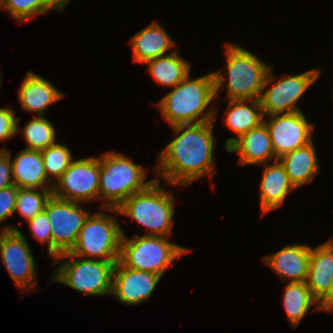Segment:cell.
<instances>
[{
    "mask_svg": "<svg viewBox=\"0 0 333 333\" xmlns=\"http://www.w3.org/2000/svg\"><path fill=\"white\" fill-rule=\"evenodd\" d=\"M18 187L12 185L0 190V223L14 214Z\"/></svg>",
    "mask_w": 333,
    "mask_h": 333,
    "instance_id": "32",
    "label": "cell"
},
{
    "mask_svg": "<svg viewBox=\"0 0 333 333\" xmlns=\"http://www.w3.org/2000/svg\"><path fill=\"white\" fill-rule=\"evenodd\" d=\"M51 195L52 189L18 188L14 213L18 212L27 221L33 219L44 210Z\"/></svg>",
    "mask_w": 333,
    "mask_h": 333,
    "instance_id": "28",
    "label": "cell"
},
{
    "mask_svg": "<svg viewBox=\"0 0 333 333\" xmlns=\"http://www.w3.org/2000/svg\"><path fill=\"white\" fill-rule=\"evenodd\" d=\"M79 204L53 195L46 202L44 210L52 228V259L69 252L77 241L90 214Z\"/></svg>",
    "mask_w": 333,
    "mask_h": 333,
    "instance_id": "10",
    "label": "cell"
},
{
    "mask_svg": "<svg viewBox=\"0 0 333 333\" xmlns=\"http://www.w3.org/2000/svg\"><path fill=\"white\" fill-rule=\"evenodd\" d=\"M173 193L166 191L155 178L146 189L132 194L118 208H105L108 212L126 215L144 228L149 236L172 235L175 208Z\"/></svg>",
    "mask_w": 333,
    "mask_h": 333,
    "instance_id": "4",
    "label": "cell"
},
{
    "mask_svg": "<svg viewBox=\"0 0 333 333\" xmlns=\"http://www.w3.org/2000/svg\"><path fill=\"white\" fill-rule=\"evenodd\" d=\"M29 223L32 236L41 243L48 245V255L52 257V228L47 218L45 210L37 214L33 219L27 221Z\"/></svg>",
    "mask_w": 333,
    "mask_h": 333,
    "instance_id": "30",
    "label": "cell"
},
{
    "mask_svg": "<svg viewBox=\"0 0 333 333\" xmlns=\"http://www.w3.org/2000/svg\"><path fill=\"white\" fill-rule=\"evenodd\" d=\"M27 239L20 229L6 226L0 229V253L2 261L12 281L26 293L35 289L37 284L36 262Z\"/></svg>",
    "mask_w": 333,
    "mask_h": 333,
    "instance_id": "11",
    "label": "cell"
},
{
    "mask_svg": "<svg viewBox=\"0 0 333 333\" xmlns=\"http://www.w3.org/2000/svg\"><path fill=\"white\" fill-rule=\"evenodd\" d=\"M133 61L142 64L170 53L174 46L171 36L158 22H152L146 28L137 32L131 39Z\"/></svg>",
    "mask_w": 333,
    "mask_h": 333,
    "instance_id": "20",
    "label": "cell"
},
{
    "mask_svg": "<svg viewBox=\"0 0 333 333\" xmlns=\"http://www.w3.org/2000/svg\"><path fill=\"white\" fill-rule=\"evenodd\" d=\"M100 158L91 156L73 160L53 184L52 195L83 203L98 199Z\"/></svg>",
    "mask_w": 333,
    "mask_h": 333,
    "instance_id": "12",
    "label": "cell"
},
{
    "mask_svg": "<svg viewBox=\"0 0 333 333\" xmlns=\"http://www.w3.org/2000/svg\"><path fill=\"white\" fill-rule=\"evenodd\" d=\"M311 246L307 244L287 245L278 252L264 258L275 274L289 282H306L310 264Z\"/></svg>",
    "mask_w": 333,
    "mask_h": 333,
    "instance_id": "16",
    "label": "cell"
},
{
    "mask_svg": "<svg viewBox=\"0 0 333 333\" xmlns=\"http://www.w3.org/2000/svg\"><path fill=\"white\" fill-rule=\"evenodd\" d=\"M214 120L172 126L175 139L159 153L155 173L167 184L187 187L202 176L214 175Z\"/></svg>",
    "mask_w": 333,
    "mask_h": 333,
    "instance_id": "1",
    "label": "cell"
},
{
    "mask_svg": "<svg viewBox=\"0 0 333 333\" xmlns=\"http://www.w3.org/2000/svg\"><path fill=\"white\" fill-rule=\"evenodd\" d=\"M18 94L22 109L37 116H45L47 107L65 96L50 81L31 71L22 81Z\"/></svg>",
    "mask_w": 333,
    "mask_h": 333,
    "instance_id": "17",
    "label": "cell"
},
{
    "mask_svg": "<svg viewBox=\"0 0 333 333\" xmlns=\"http://www.w3.org/2000/svg\"><path fill=\"white\" fill-rule=\"evenodd\" d=\"M14 185L18 188L52 189L53 182L47 177L41 151L24 148L12 161ZM52 183V184H49Z\"/></svg>",
    "mask_w": 333,
    "mask_h": 333,
    "instance_id": "19",
    "label": "cell"
},
{
    "mask_svg": "<svg viewBox=\"0 0 333 333\" xmlns=\"http://www.w3.org/2000/svg\"><path fill=\"white\" fill-rule=\"evenodd\" d=\"M148 65L149 73L162 86L175 87L191 72L190 62L179 56L178 52L160 56L144 63Z\"/></svg>",
    "mask_w": 333,
    "mask_h": 333,
    "instance_id": "24",
    "label": "cell"
},
{
    "mask_svg": "<svg viewBox=\"0 0 333 333\" xmlns=\"http://www.w3.org/2000/svg\"><path fill=\"white\" fill-rule=\"evenodd\" d=\"M53 261L55 265L61 262L50 278L52 281L64 283L88 295L112 293L113 271L117 261L80 259L69 252L62 253Z\"/></svg>",
    "mask_w": 333,
    "mask_h": 333,
    "instance_id": "7",
    "label": "cell"
},
{
    "mask_svg": "<svg viewBox=\"0 0 333 333\" xmlns=\"http://www.w3.org/2000/svg\"><path fill=\"white\" fill-rule=\"evenodd\" d=\"M215 98L213 72L193 80L189 74L157 102V107L171 127L205 123L215 120V106L204 112Z\"/></svg>",
    "mask_w": 333,
    "mask_h": 333,
    "instance_id": "2",
    "label": "cell"
},
{
    "mask_svg": "<svg viewBox=\"0 0 333 333\" xmlns=\"http://www.w3.org/2000/svg\"><path fill=\"white\" fill-rule=\"evenodd\" d=\"M318 301L312 296L306 282H289L284 290L283 305L289 322L296 327Z\"/></svg>",
    "mask_w": 333,
    "mask_h": 333,
    "instance_id": "25",
    "label": "cell"
},
{
    "mask_svg": "<svg viewBox=\"0 0 333 333\" xmlns=\"http://www.w3.org/2000/svg\"><path fill=\"white\" fill-rule=\"evenodd\" d=\"M318 309L333 312V279L327 293L318 301Z\"/></svg>",
    "mask_w": 333,
    "mask_h": 333,
    "instance_id": "34",
    "label": "cell"
},
{
    "mask_svg": "<svg viewBox=\"0 0 333 333\" xmlns=\"http://www.w3.org/2000/svg\"><path fill=\"white\" fill-rule=\"evenodd\" d=\"M146 170L122 153L107 152L100 158L98 198L103 208H118L132 194L146 189L155 179L146 181Z\"/></svg>",
    "mask_w": 333,
    "mask_h": 333,
    "instance_id": "5",
    "label": "cell"
},
{
    "mask_svg": "<svg viewBox=\"0 0 333 333\" xmlns=\"http://www.w3.org/2000/svg\"><path fill=\"white\" fill-rule=\"evenodd\" d=\"M63 9L66 7L69 1L71 0H55Z\"/></svg>",
    "mask_w": 333,
    "mask_h": 333,
    "instance_id": "35",
    "label": "cell"
},
{
    "mask_svg": "<svg viewBox=\"0 0 333 333\" xmlns=\"http://www.w3.org/2000/svg\"><path fill=\"white\" fill-rule=\"evenodd\" d=\"M302 111L273 114L263 120L266 124L277 159L312 141L314 125L306 120Z\"/></svg>",
    "mask_w": 333,
    "mask_h": 333,
    "instance_id": "13",
    "label": "cell"
},
{
    "mask_svg": "<svg viewBox=\"0 0 333 333\" xmlns=\"http://www.w3.org/2000/svg\"><path fill=\"white\" fill-rule=\"evenodd\" d=\"M225 125L237 138L258 127L264 120L260 100H228ZM248 103V104H247Z\"/></svg>",
    "mask_w": 333,
    "mask_h": 333,
    "instance_id": "23",
    "label": "cell"
},
{
    "mask_svg": "<svg viewBox=\"0 0 333 333\" xmlns=\"http://www.w3.org/2000/svg\"><path fill=\"white\" fill-rule=\"evenodd\" d=\"M333 279V238L311 247L306 284L312 296L319 301L328 291Z\"/></svg>",
    "mask_w": 333,
    "mask_h": 333,
    "instance_id": "21",
    "label": "cell"
},
{
    "mask_svg": "<svg viewBox=\"0 0 333 333\" xmlns=\"http://www.w3.org/2000/svg\"><path fill=\"white\" fill-rule=\"evenodd\" d=\"M167 239L164 236L138 234L127 238L123 232L118 261L127 268L162 276L176 258L191 251Z\"/></svg>",
    "mask_w": 333,
    "mask_h": 333,
    "instance_id": "6",
    "label": "cell"
},
{
    "mask_svg": "<svg viewBox=\"0 0 333 333\" xmlns=\"http://www.w3.org/2000/svg\"><path fill=\"white\" fill-rule=\"evenodd\" d=\"M228 152L238 153L239 162L243 166L266 164L272 158L278 160L273 150L270 133L264 122L239 138L226 139Z\"/></svg>",
    "mask_w": 333,
    "mask_h": 333,
    "instance_id": "15",
    "label": "cell"
},
{
    "mask_svg": "<svg viewBox=\"0 0 333 333\" xmlns=\"http://www.w3.org/2000/svg\"><path fill=\"white\" fill-rule=\"evenodd\" d=\"M11 157L7 148H0V190L14 185Z\"/></svg>",
    "mask_w": 333,
    "mask_h": 333,
    "instance_id": "33",
    "label": "cell"
},
{
    "mask_svg": "<svg viewBox=\"0 0 333 333\" xmlns=\"http://www.w3.org/2000/svg\"><path fill=\"white\" fill-rule=\"evenodd\" d=\"M43 166L47 177L55 181L69 168L73 161L71 152L65 144H54L41 151Z\"/></svg>",
    "mask_w": 333,
    "mask_h": 333,
    "instance_id": "29",
    "label": "cell"
},
{
    "mask_svg": "<svg viewBox=\"0 0 333 333\" xmlns=\"http://www.w3.org/2000/svg\"><path fill=\"white\" fill-rule=\"evenodd\" d=\"M296 190L290 182L284 166L279 160L274 164L264 165L263 176L260 184V207L262 215L283 205L287 195Z\"/></svg>",
    "mask_w": 333,
    "mask_h": 333,
    "instance_id": "18",
    "label": "cell"
},
{
    "mask_svg": "<svg viewBox=\"0 0 333 333\" xmlns=\"http://www.w3.org/2000/svg\"><path fill=\"white\" fill-rule=\"evenodd\" d=\"M162 276L123 266L117 261L113 271L112 293L119 302L128 305L148 300Z\"/></svg>",
    "mask_w": 333,
    "mask_h": 333,
    "instance_id": "14",
    "label": "cell"
},
{
    "mask_svg": "<svg viewBox=\"0 0 333 333\" xmlns=\"http://www.w3.org/2000/svg\"><path fill=\"white\" fill-rule=\"evenodd\" d=\"M270 67L264 81L263 91L260 97L263 115L293 113L302 111L296 105L301 96L318 79L321 71L319 69H310L297 75H285L282 79L274 83V86L266 89L275 81ZM265 90V91H264Z\"/></svg>",
    "mask_w": 333,
    "mask_h": 333,
    "instance_id": "9",
    "label": "cell"
},
{
    "mask_svg": "<svg viewBox=\"0 0 333 333\" xmlns=\"http://www.w3.org/2000/svg\"><path fill=\"white\" fill-rule=\"evenodd\" d=\"M313 140L307 145L287 153L278 160L284 166L290 182L295 188L311 182L320 166Z\"/></svg>",
    "mask_w": 333,
    "mask_h": 333,
    "instance_id": "22",
    "label": "cell"
},
{
    "mask_svg": "<svg viewBox=\"0 0 333 333\" xmlns=\"http://www.w3.org/2000/svg\"><path fill=\"white\" fill-rule=\"evenodd\" d=\"M224 48L227 79L225 80L220 70L213 72L215 97L219 94L220 88L225 86L229 100H259L271 66L262 62L257 55L233 43H227Z\"/></svg>",
    "mask_w": 333,
    "mask_h": 333,
    "instance_id": "3",
    "label": "cell"
},
{
    "mask_svg": "<svg viewBox=\"0 0 333 333\" xmlns=\"http://www.w3.org/2000/svg\"><path fill=\"white\" fill-rule=\"evenodd\" d=\"M15 111L11 108L0 107V141H8L17 133V125L20 118L15 116Z\"/></svg>",
    "mask_w": 333,
    "mask_h": 333,
    "instance_id": "31",
    "label": "cell"
},
{
    "mask_svg": "<svg viewBox=\"0 0 333 333\" xmlns=\"http://www.w3.org/2000/svg\"><path fill=\"white\" fill-rule=\"evenodd\" d=\"M122 233L115 216L101 211L90 213L69 253L86 259L118 261Z\"/></svg>",
    "mask_w": 333,
    "mask_h": 333,
    "instance_id": "8",
    "label": "cell"
},
{
    "mask_svg": "<svg viewBox=\"0 0 333 333\" xmlns=\"http://www.w3.org/2000/svg\"><path fill=\"white\" fill-rule=\"evenodd\" d=\"M17 125V133L24 136L25 142L28 144L26 149L42 151L56 144V131L54 125L45 116H35L31 119L23 129Z\"/></svg>",
    "mask_w": 333,
    "mask_h": 333,
    "instance_id": "26",
    "label": "cell"
},
{
    "mask_svg": "<svg viewBox=\"0 0 333 333\" xmlns=\"http://www.w3.org/2000/svg\"><path fill=\"white\" fill-rule=\"evenodd\" d=\"M0 8H5L19 24L36 15L47 14L50 10L63 9L55 0H1Z\"/></svg>",
    "mask_w": 333,
    "mask_h": 333,
    "instance_id": "27",
    "label": "cell"
}]
</instances>
